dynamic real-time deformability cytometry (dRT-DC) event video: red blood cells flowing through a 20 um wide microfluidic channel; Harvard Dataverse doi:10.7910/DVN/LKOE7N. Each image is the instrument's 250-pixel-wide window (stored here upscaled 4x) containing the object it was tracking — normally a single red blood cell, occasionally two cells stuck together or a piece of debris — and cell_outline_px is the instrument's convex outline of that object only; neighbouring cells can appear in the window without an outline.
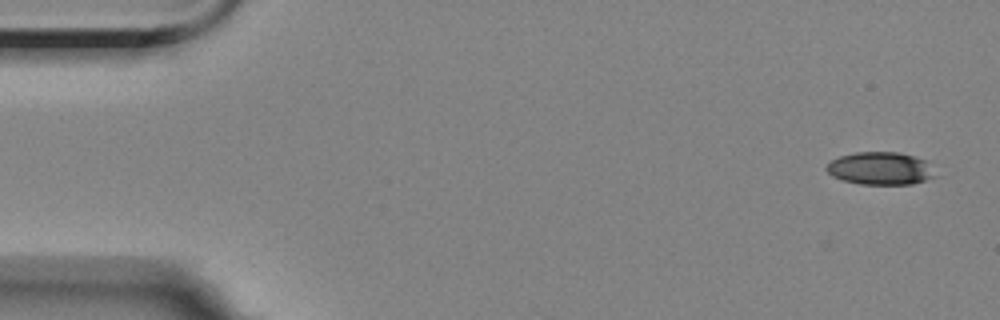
{"species": "Egyptian fruit bat (a non-hibernating species)", "species_latin": "Rousettus aegyptiacus", "temperature_condition": "room temperature", "stored_images_in_passage": 5, "camera_frame_rate_fps": 3000, "um_per_image_px": 0.085, "animal": {"sex": "female"}, "frame": {"image": 1, "passage_image": 1, "time_ms": 0.0, "image_size_px": [1000, 320], "cell_outline_px": [[936, 176], [912, 184], [860, 184], [844, 180], [832, 176], [824, 168], [832, 160], [840, 156], [856, 152], [900, 152], [928, 160]], "centroid_in_image_um": [74.85, 14.3], "position_along_channel_um": 10.2, "area_um2": 20.75}}
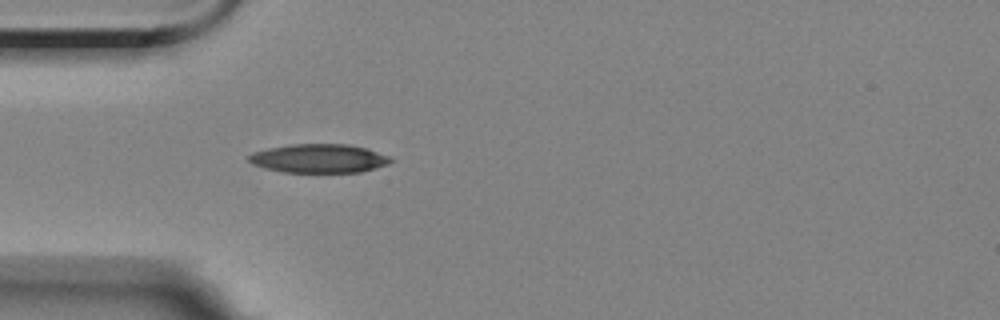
{"frame": {"image": 2, "passage_image": 5, "time_ms": 4.667, "image_size_px": [1000, 320], "cell_outline_px": [[392, 160], [388, 164], [360, 172], [284, 172], [264, 168], [252, 164], [248, 160], [248, 156], [252, 152], [268, 148], [288, 144], [348, 144], [368, 148], [388, 156]], "centroid_in_image_um": [27.08, 13.46], "position_along_channel_um": 57.9, "area_um2": 23.81}}